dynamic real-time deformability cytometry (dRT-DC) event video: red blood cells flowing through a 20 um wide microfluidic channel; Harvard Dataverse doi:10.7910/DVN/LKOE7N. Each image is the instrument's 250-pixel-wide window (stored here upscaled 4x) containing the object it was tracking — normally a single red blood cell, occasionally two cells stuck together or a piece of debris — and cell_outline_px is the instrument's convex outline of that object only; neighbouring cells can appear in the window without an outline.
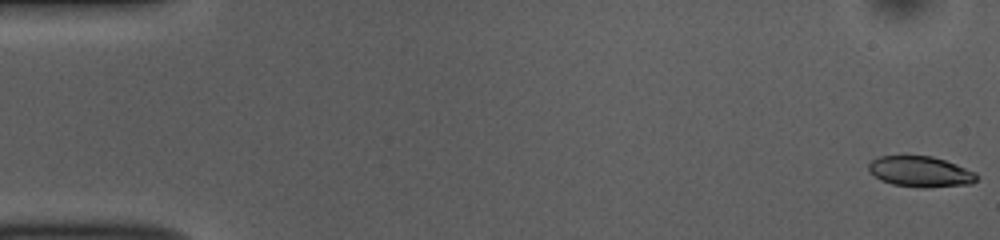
{"species": "common noctule bat (a hibernating species)", "species_latin": "Nyctalus noctula", "temperature_condition": "room temperature", "stored_images_in_passage": 16, "camera_frame_rate_fps": 3000, "um_per_image_px": 0.085, "animal": {"sex": "female", "body_mass_g": 10.0, "forearm_length_mm": 53.1}, "frame": {"image": 1, "passage_image": 1, "time_ms": 0.0, "image_size_px": [1000, 240], "cell_outline_px": [[980, 176], [972, 184], [928, 188], [920, 188], [892, 184], [880, 180], [868, 168], [868, 164], [872, 160], [880, 156], [932, 156], [956, 164], [976, 172]], "centroid_in_image_um": [78.28, 14.6], "position_along_channel_um": 6.7, "area_um2": 19.42}}